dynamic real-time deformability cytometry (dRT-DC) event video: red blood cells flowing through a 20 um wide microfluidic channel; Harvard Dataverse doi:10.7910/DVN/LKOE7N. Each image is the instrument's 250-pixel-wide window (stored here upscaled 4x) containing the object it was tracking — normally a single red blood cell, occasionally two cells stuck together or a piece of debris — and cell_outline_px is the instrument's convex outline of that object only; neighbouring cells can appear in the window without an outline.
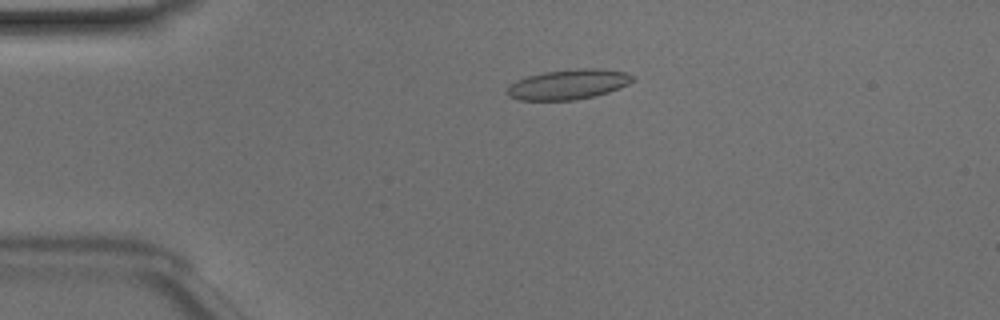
{"species": "Egyptian fruit bat (a non-hibernating species)", "species_latin": "Rousettus aegyptiacus", "temperature_condition": "room temperature", "stored_images_in_passage": 40, "camera_frame_rate_fps": 3000, "um_per_image_px": 0.085, "animal": {"sex": "male"}, "frame": {"image": 1, "passage_image": 2, "time_ms": 0.333, "image_size_px": [1000, 320], "cell_outline_px": [[632, 80], [628, 84], [620, 88], [596, 96], [572, 100], [516, 100], [508, 96], [508, 88], [516, 80], [528, 76], [544, 72], [580, 68], [596, 68], [624, 72], [632, 76]], "centroid_in_image_um": [48.29, 7.18], "position_along_channel_um": 36.7, "area_um2": 21.73}}
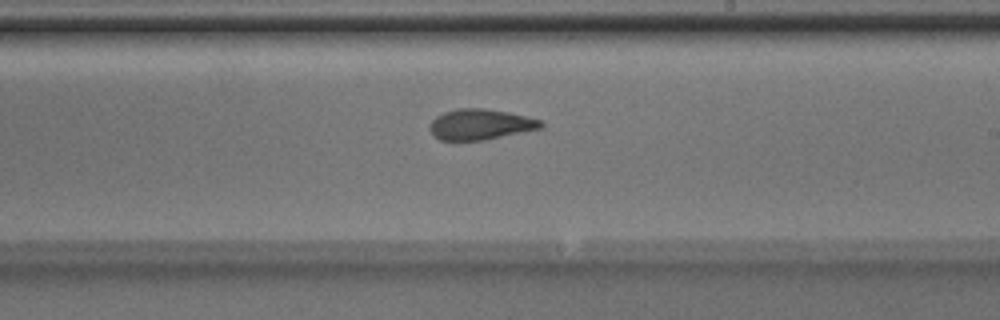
{"frame": {"image": 2, "passage_image": 20, "time_ms": 6.333, "image_size_px": [1000, 320], "cell_outline_px": [[544, 128], [484, 140], [440, 140], [432, 136], [428, 128], [428, 124], [436, 116], [444, 112], [456, 108], [484, 108], [508, 112], [540, 120], [544, 124]], "centroid_in_image_um": [40.79, 10.58], "position_along_channel_um": 248.2, "area_um2": 20.06}}
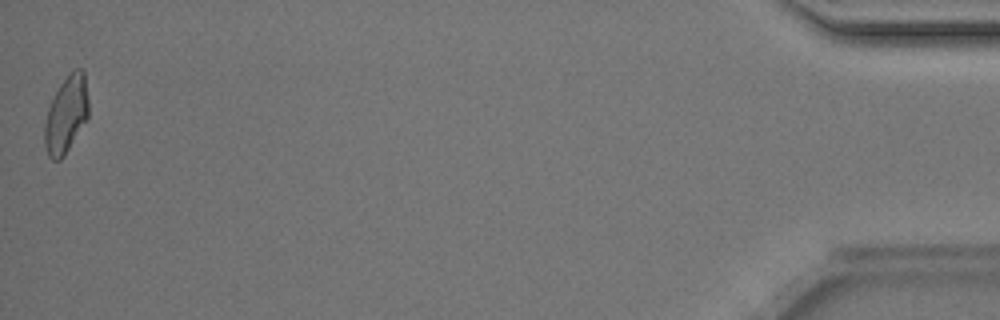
{"frame": {"image": 3, "passage_image": 40, "time_ms": 13.0, "image_size_px": [1000, 320], "cell_outline_px": [[88, 116], [64, 156], [60, 160], [52, 160], [48, 156], [44, 144], [44, 124], [48, 108], [60, 84], [76, 68], [84, 68], [88, 100]], "centroid_in_image_um": [5.62, 9.75], "position_along_channel_um": 429.6, "area_um2": 19.48}, "authors_computed_cell_mechanics": {"area_um2": 20.2011, "velocity_mm_per_s": 4.1324, "shape_relaxation_time_tau1_ms": 6.9357, "shape_relaxation_time_tau2_ms": 1.5182, "deformation_change_tau1": 0.1556, "deformation_change_tau2": 0.0775}}